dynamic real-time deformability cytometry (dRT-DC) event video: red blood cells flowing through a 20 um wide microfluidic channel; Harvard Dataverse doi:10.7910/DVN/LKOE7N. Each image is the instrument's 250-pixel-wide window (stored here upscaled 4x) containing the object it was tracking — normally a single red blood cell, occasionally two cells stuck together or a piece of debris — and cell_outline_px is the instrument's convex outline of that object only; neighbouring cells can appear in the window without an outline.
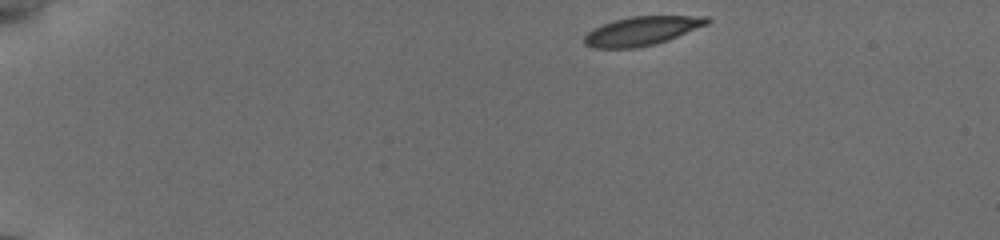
{"species": "common noctule bat (a hibernating species)", "species_latin": "Nyctalus noctula", "temperature_condition": "cold", "stored_images_in_passage": 4, "camera_frame_rate_fps": 3000, "um_per_image_px": 0.085, "animal": {"sex": "female", "body_mass_g": 19.5, "forearm_length_mm": 54.1}, "frame": {"image": 1, "passage_image": 1, "time_ms": 0.0, "image_size_px": [1000, 240], "cell_outline_px": [[712, 20], [708, 24], [668, 40], [636, 48], [592, 48], [584, 44], [584, 36], [588, 32], [604, 24], [616, 20], [632, 16], [708, 16]], "centroid_in_image_um": [54.58, 2.63], "position_along_channel_um": 30.4, "area_um2": 20.46}}